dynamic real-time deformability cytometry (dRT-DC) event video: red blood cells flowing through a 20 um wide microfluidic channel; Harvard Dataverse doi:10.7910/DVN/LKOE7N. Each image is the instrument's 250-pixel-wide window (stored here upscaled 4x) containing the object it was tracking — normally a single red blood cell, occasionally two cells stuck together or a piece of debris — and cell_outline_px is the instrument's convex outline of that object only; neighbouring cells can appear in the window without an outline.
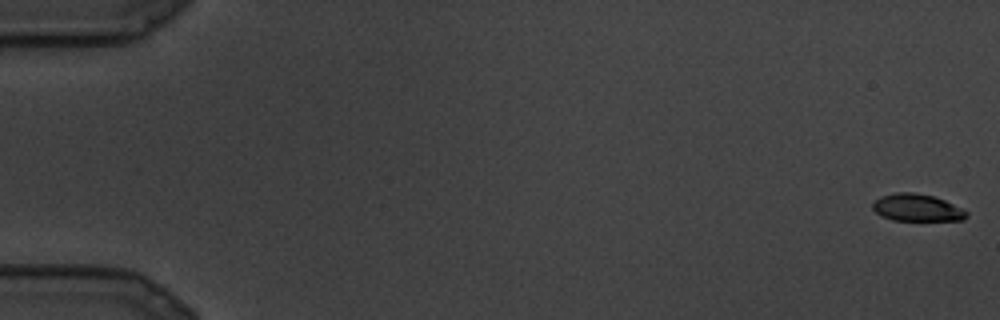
{"species": "common noctule bat (a hibernating species)", "species_latin": "Nyctalus noctula", "temperature_condition": "cold", "stored_images_in_passage": 14, "camera_frame_rate_fps": 3000, "um_per_image_px": 0.085, "animal": {"sex": "male", "body_mass_g": 19.5, "forearm_length_mm": 54.6}, "frame": {"image": 1, "passage_image": 1, "time_ms": 0.0, "image_size_px": [1000, 320], "cell_outline_px": [[968, 216], [964, 220], [892, 220], [880, 216], [872, 208], [872, 204], [880, 196], [896, 192], [912, 192], [932, 196], [944, 200], [968, 212]], "centroid_in_image_um": [77.91, 17.66], "position_along_channel_um": 7.1, "area_um2": 14.8}}
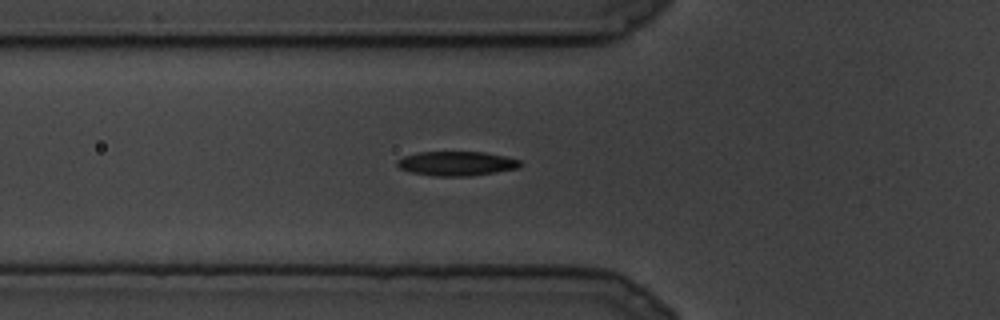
{"frame": {"image": 2, "passage_image": 10, "time_ms": 3.0, "image_size_px": [1000, 320], "cell_outline_px": [[524, 164], [520, 168], [496, 172], [468, 176], [436, 176], [412, 172], [400, 168], [396, 164], [396, 160], [404, 156], [416, 152], [484, 152], [504, 156], [520, 160]], "centroid_in_image_um": [38.83, 13.89], "position_along_channel_um": 87.0, "area_um2": 17.51}}
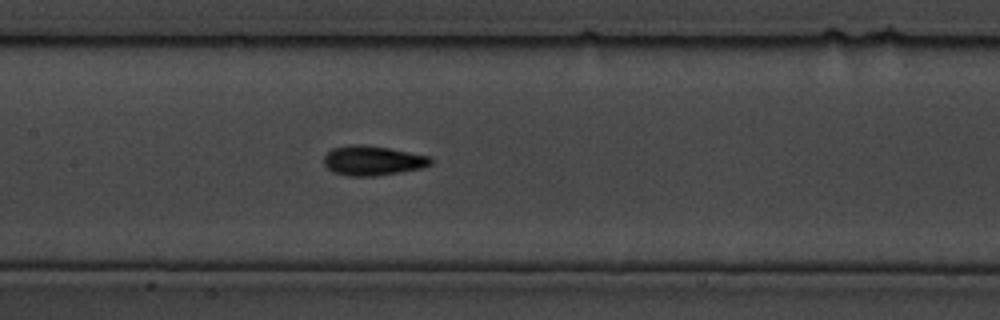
{"frame": {"image": 3, "passage_image": 14, "time_ms": 4.333, "image_size_px": [1000, 320], "cell_outline_px": [[432, 164], [424, 168], [376, 176], [348, 176], [332, 172], [324, 164], [324, 156], [332, 148], [352, 144], [364, 144], [388, 148], [428, 156], [432, 160]], "centroid_in_image_um": [31.66, 13.65], "position_along_channel_um": 175.7, "area_um2": 18.5}}